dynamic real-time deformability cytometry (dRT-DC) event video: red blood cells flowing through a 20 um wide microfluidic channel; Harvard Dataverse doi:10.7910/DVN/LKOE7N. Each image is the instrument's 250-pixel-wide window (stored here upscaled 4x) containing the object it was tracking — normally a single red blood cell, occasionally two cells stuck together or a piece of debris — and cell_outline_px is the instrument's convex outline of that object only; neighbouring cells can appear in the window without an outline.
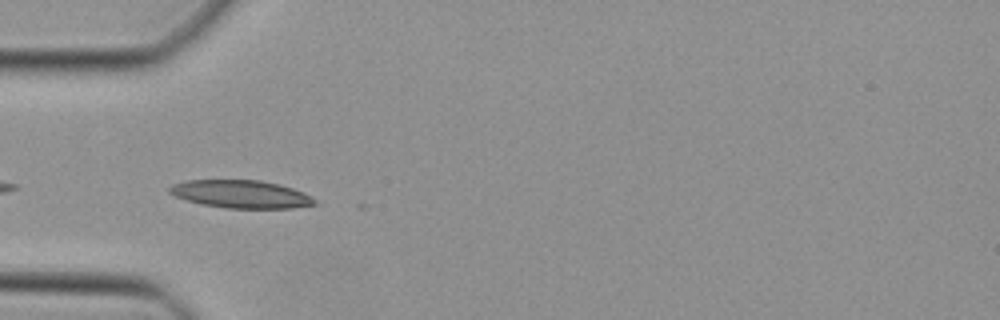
{"species": "Egyptian fruit bat (a non-hibernating species)", "species_latin": "Rousettus aegyptiacus", "temperature_condition": "cold", "stored_images_in_passage": 42, "camera_frame_rate_fps": 3000, "um_per_image_px": 0.085, "animal": {"sex": "female"}, "frame": {"image": 1, "passage_image": 11, "time_ms": 3.333, "image_size_px": [1000, 320], "cell_outline_px": [[316, 204], [292, 208], [224, 208], [200, 204], [176, 196], [168, 192], [168, 188], [172, 184], [188, 180], [260, 180], [280, 184], [304, 192], [312, 196], [316, 200]], "centroid_in_image_um": [20.49, 16.5], "position_along_channel_um": 64.5, "area_um2": 23.64}}
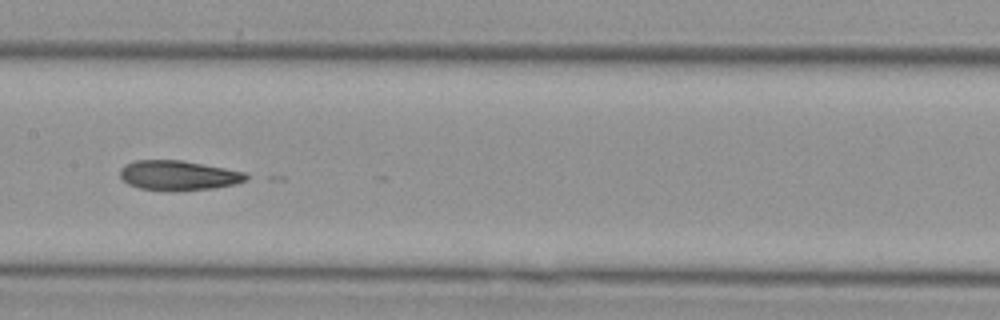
{"frame": {"image": 2, "passage_image": 20, "time_ms": 6.333, "image_size_px": [1000, 320], "cell_outline_px": [[256, 176], [248, 180], [236, 184], [212, 188], [140, 188], [128, 184], [120, 176], [120, 168], [124, 164], [136, 160], [180, 160], [248, 172]], "centroid_in_image_um": [15.26, 14.86], "position_along_channel_um": 192.1, "area_um2": 21.33}}
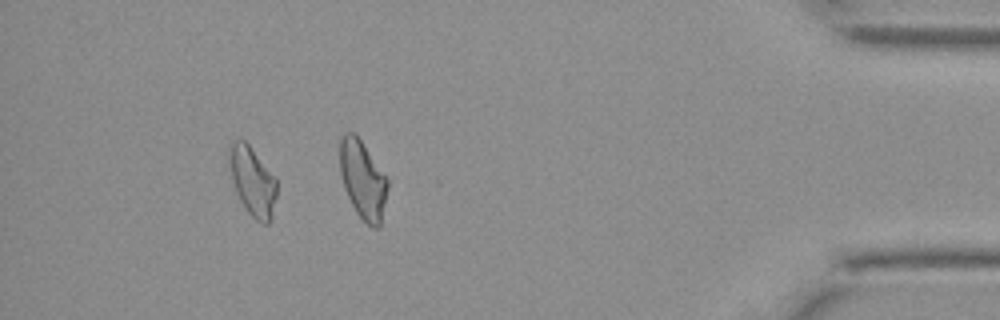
{"frame": {"image": 3, "passage_image": 38, "time_ms": 12.333, "image_size_px": [1000, 320], "cell_outline_px": [[276, 196], [272, 220], [268, 224], [264, 224], [256, 220], [248, 212], [240, 200], [236, 192], [232, 180], [228, 164], [228, 144], [236, 140], [244, 140], [248, 144], [276, 176]], "centroid_in_image_um": [21.46, 15.4], "position_along_channel_um": 413.7, "area_um2": 19.36}}